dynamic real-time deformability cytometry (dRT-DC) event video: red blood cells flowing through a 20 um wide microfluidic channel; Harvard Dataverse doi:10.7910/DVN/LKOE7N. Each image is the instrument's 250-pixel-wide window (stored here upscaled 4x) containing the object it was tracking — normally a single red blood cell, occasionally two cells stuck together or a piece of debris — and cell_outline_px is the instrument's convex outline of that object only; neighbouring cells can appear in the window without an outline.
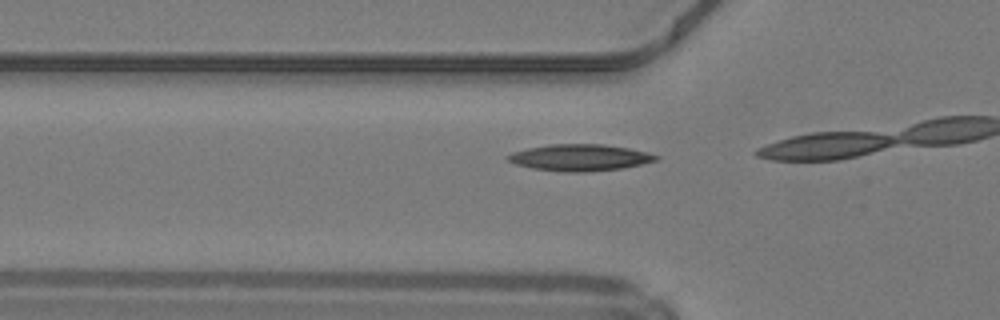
{"species": "common noctule bat (a hibernating species)", "species_latin": "Nyctalus noctula", "temperature_condition": "warm", "stored_images_in_passage": 16, "camera_frame_rate_fps": 3000, "um_per_image_px": 0.085, "animal": {"sex": "male", "body_mass_g": 19.2, "forearm_length_mm": 51.8}, "frame": {"image": 1, "passage_image": 14, "time_ms": 4.333, "image_size_px": [1000, 320], "cell_outline_px": [[660, 160], [624, 168], [584, 172], [564, 172], [532, 168], [516, 164], [508, 160], [504, 156], [512, 152], [528, 148], [548, 144], [604, 144], [628, 148], [648, 152], [660, 156]], "centroid_in_image_um": [49.31, 13.39], "position_along_channel_um": 76.5, "area_um2": 23.12}}